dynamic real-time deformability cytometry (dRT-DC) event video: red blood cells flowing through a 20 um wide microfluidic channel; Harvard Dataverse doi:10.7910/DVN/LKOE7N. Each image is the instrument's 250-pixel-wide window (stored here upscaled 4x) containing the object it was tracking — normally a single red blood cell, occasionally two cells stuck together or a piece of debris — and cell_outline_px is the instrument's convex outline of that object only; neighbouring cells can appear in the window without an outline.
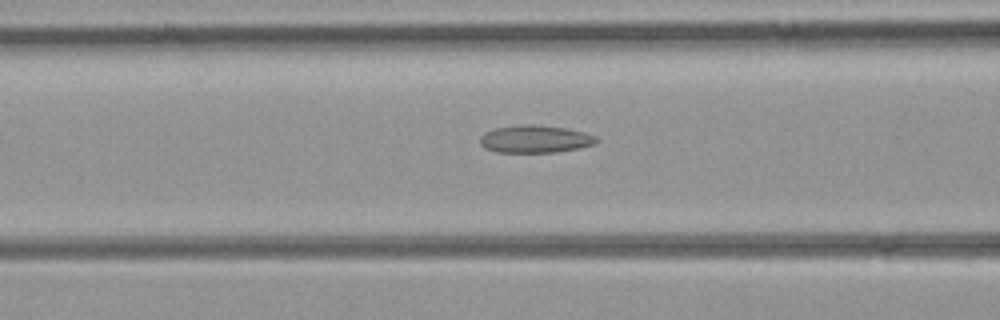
{"species": "common noctule bat (a hibernating species)", "species_latin": "Nyctalus noctula", "temperature_condition": "room temperature", "stored_images_in_passage": 27, "camera_frame_rate_fps": 3000, "um_per_image_px": 0.085, "animal": {"sex": "female", "body_mass_g": 21.9}, "frame": {"image": 1, "passage_image": 9, "time_ms": 2.667, "image_size_px": [1000, 320], "cell_outline_px": [[600, 140], [596, 144], [580, 148], [556, 152], [496, 152], [484, 148], [480, 144], [480, 136], [484, 132], [496, 128], [524, 124], [536, 124], [568, 128], [584, 132], [596, 136]], "centroid_in_image_um": [45.51, 11.81], "position_along_channel_um": 121.1, "area_um2": 18.96}}
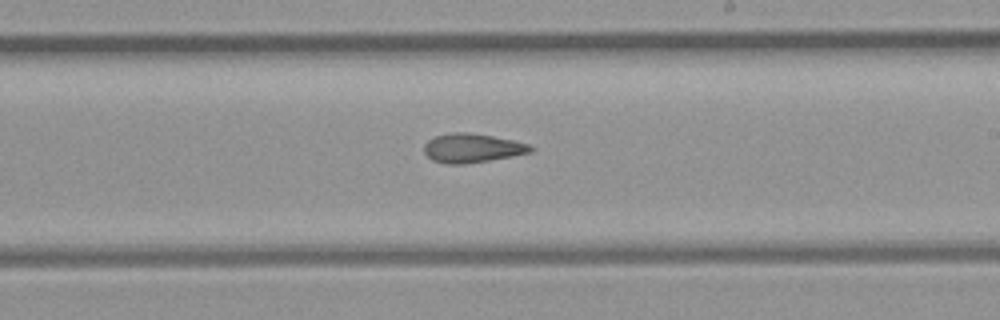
{"frame": {"image": 2, "passage_image": 17, "time_ms": 5.333, "image_size_px": [1000, 320], "cell_outline_px": [[532, 152], [512, 156], [464, 164], [448, 164], [432, 160], [424, 152], [424, 144], [428, 140], [436, 136], [452, 132], [468, 132], [492, 136], [512, 140], [528, 144], [532, 148]], "centroid_in_image_um": [40.1, 12.58], "position_along_channel_um": 248.9, "area_um2": 17.8}}
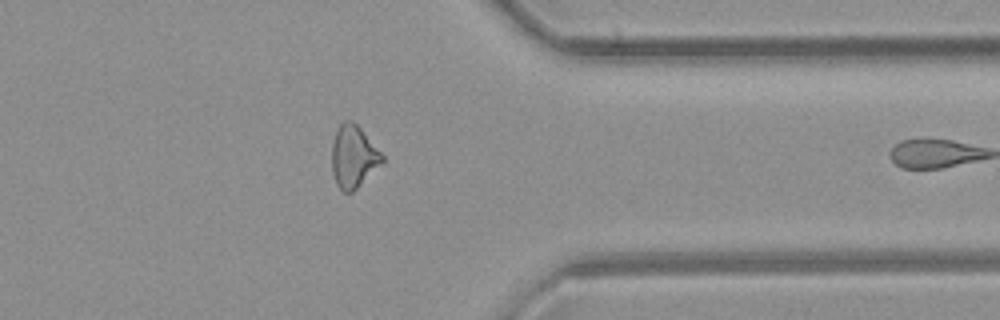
{"frame": {"image": 3, "passage_image": 26, "time_ms": 8.333, "image_size_px": [1000, 320], "cell_outline_px": [[384, 160], [352, 192], [344, 192], [336, 184], [332, 172], [332, 144], [336, 132], [340, 124], [344, 120], [348, 120], [356, 124], [360, 128], [384, 156]], "centroid_in_image_um": [30.02, 13.31], "position_along_channel_um": 381.4, "area_um2": 17.8}}